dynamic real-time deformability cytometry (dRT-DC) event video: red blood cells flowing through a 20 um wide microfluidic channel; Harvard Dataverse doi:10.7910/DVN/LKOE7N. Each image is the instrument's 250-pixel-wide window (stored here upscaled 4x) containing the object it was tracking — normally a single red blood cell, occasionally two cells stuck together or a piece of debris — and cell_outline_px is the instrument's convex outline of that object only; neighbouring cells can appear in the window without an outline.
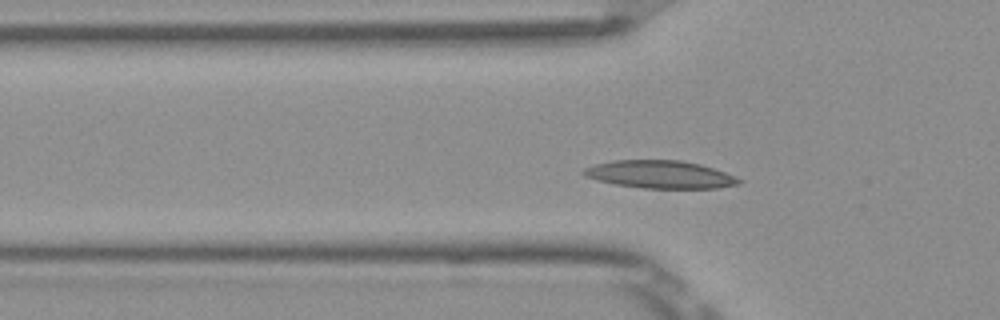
{"species": "Egyptian fruit bat (a non-hibernating species)", "species_latin": "Rousettus aegyptiacus", "temperature_condition": "room temperature", "stored_images_in_passage": 48, "camera_frame_rate_fps": 3000, "um_per_image_px": 0.085, "frame": {"image": 1, "passage_image": 12, "time_ms": 3.667, "image_size_px": [1000, 320], "cell_outline_px": [[744, 180], [740, 184], [716, 188], [644, 188], [616, 184], [584, 176], [580, 172], [584, 168], [596, 164], [612, 160], [680, 160], [700, 164], [724, 172]], "centroid_in_image_um": [56.11, 14.82], "position_along_channel_um": 69.7, "area_um2": 24.97}}
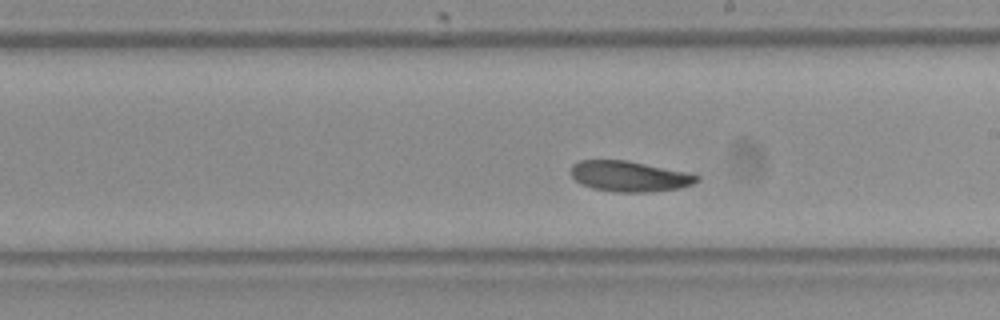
{"frame": {"image": 2, "passage_image": 25, "time_ms": 8.0, "image_size_px": [1000, 320], "cell_outline_px": [[700, 180], [692, 184], [680, 188], [648, 192], [616, 192], [592, 188], [580, 184], [572, 176], [572, 164], [580, 160], [624, 160], [684, 172], [700, 176]], "centroid_in_image_um": [53.47, 14.99], "position_along_channel_um": 235.5, "area_um2": 22.14}}
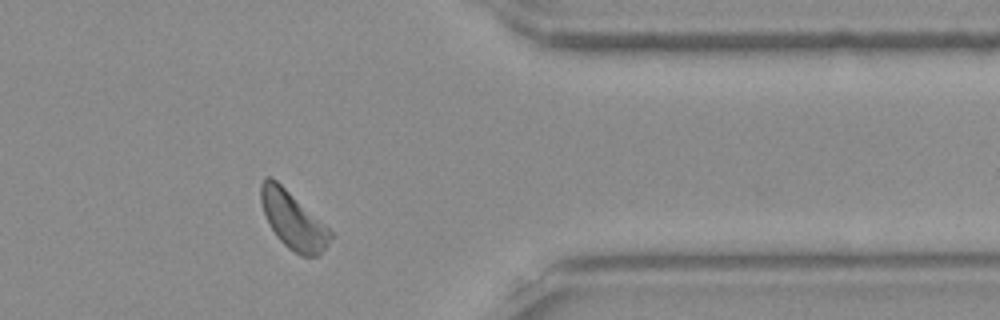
{"frame": {"image": 3, "passage_image": 38, "time_ms": 12.333, "image_size_px": [1000, 320], "cell_outline_px": [[332, 236], [328, 244], [316, 256], [304, 256], [288, 248], [276, 236], [264, 212], [260, 200], [260, 184], [268, 176], [272, 176], [324, 224], [332, 232]], "centroid_in_image_um": [24.89, 18.7], "position_along_channel_um": 386.5, "area_um2": 22.48}, "authors_computed_cell_mechanics": {"area_um2": 22.8021, "velocity_mm_per_s": 3.8282, "shape_relaxation_time_tau1_ms": 5.3146, "shape_relaxation_time_tau2_ms": null, "deformation_change_tau1": 0.1002, "deformation_change_tau2": null}}